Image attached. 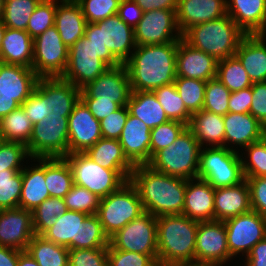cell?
<instances>
[{"mask_svg": "<svg viewBox=\"0 0 266 266\" xmlns=\"http://www.w3.org/2000/svg\"><path fill=\"white\" fill-rule=\"evenodd\" d=\"M129 181L139 194L144 212L155 217L182 214L187 179L161 173L148 164H139L134 166Z\"/></svg>", "mask_w": 266, "mask_h": 266, "instance_id": "6da1fadb", "label": "cell"}, {"mask_svg": "<svg viewBox=\"0 0 266 266\" xmlns=\"http://www.w3.org/2000/svg\"><path fill=\"white\" fill-rule=\"evenodd\" d=\"M179 41L160 45L136 46L124 63L132 91H153L174 83Z\"/></svg>", "mask_w": 266, "mask_h": 266, "instance_id": "7a4b0ae2", "label": "cell"}, {"mask_svg": "<svg viewBox=\"0 0 266 266\" xmlns=\"http://www.w3.org/2000/svg\"><path fill=\"white\" fill-rule=\"evenodd\" d=\"M198 224L182 214L157 217L158 265L195 264Z\"/></svg>", "mask_w": 266, "mask_h": 266, "instance_id": "3957f363", "label": "cell"}, {"mask_svg": "<svg viewBox=\"0 0 266 266\" xmlns=\"http://www.w3.org/2000/svg\"><path fill=\"white\" fill-rule=\"evenodd\" d=\"M245 32L229 15L194 25L182 38L192 47L213 56L217 61L235 56Z\"/></svg>", "mask_w": 266, "mask_h": 266, "instance_id": "277c9868", "label": "cell"}, {"mask_svg": "<svg viewBox=\"0 0 266 266\" xmlns=\"http://www.w3.org/2000/svg\"><path fill=\"white\" fill-rule=\"evenodd\" d=\"M120 64L105 45L83 36L69 47L67 67L61 78L82 89L109 67Z\"/></svg>", "mask_w": 266, "mask_h": 266, "instance_id": "5b68a950", "label": "cell"}, {"mask_svg": "<svg viewBox=\"0 0 266 266\" xmlns=\"http://www.w3.org/2000/svg\"><path fill=\"white\" fill-rule=\"evenodd\" d=\"M201 146L186 127L167 148L156 152L147 163L161 173L184 179L198 178Z\"/></svg>", "mask_w": 266, "mask_h": 266, "instance_id": "8992f818", "label": "cell"}, {"mask_svg": "<svg viewBox=\"0 0 266 266\" xmlns=\"http://www.w3.org/2000/svg\"><path fill=\"white\" fill-rule=\"evenodd\" d=\"M63 158L70 166L74 184L88 189L100 199L107 197L125 184L133 171L103 168L85 153H72Z\"/></svg>", "mask_w": 266, "mask_h": 266, "instance_id": "52a82bcc", "label": "cell"}, {"mask_svg": "<svg viewBox=\"0 0 266 266\" xmlns=\"http://www.w3.org/2000/svg\"><path fill=\"white\" fill-rule=\"evenodd\" d=\"M198 178L215 189L240 184L245 180L240 154L226 147H202Z\"/></svg>", "mask_w": 266, "mask_h": 266, "instance_id": "ba28073f", "label": "cell"}, {"mask_svg": "<svg viewBox=\"0 0 266 266\" xmlns=\"http://www.w3.org/2000/svg\"><path fill=\"white\" fill-rule=\"evenodd\" d=\"M143 213L139 194L129 180L107 197L101 198L97 211L102 228L109 238Z\"/></svg>", "mask_w": 266, "mask_h": 266, "instance_id": "9c48e42d", "label": "cell"}, {"mask_svg": "<svg viewBox=\"0 0 266 266\" xmlns=\"http://www.w3.org/2000/svg\"><path fill=\"white\" fill-rule=\"evenodd\" d=\"M68 117L50 113L33 126L26 145L31 158H55L68 155Z\"/></svg>", "mask_w": 266, "mask_h": 266, "instance_id": "30bf717a", "label": "cell"}, {"mask_svg": "<svg viewBox=\"0 0 266 266\" xmlns=\"http://www.w3.org/2000/svg\"><path fill=\"white\" fill-rule=\"evenodd\" d=\"M84 36L90 42L102 43L124 64L136 48L134 28L123 23L115 14L95 23H87Z\"/></svg>", "mask_w": 266, "mask_h": 266, "instance_id": "8fae6325", "label": "cell"}, {"mask_svg": "<svg viewBox=\"0 0 266 266\" xmlns=\"http://www.w3.org/2000/svg\"><path fill=\"white\" fill-rule=\"evenodd\" d=\"M32 69L39 78L62 77L68 63L69 48L55 26L33 39Z\"/></svg>", "mask_w": 266, "mask_h": 266, "instance_id": "7c38bea8", "label": "cell"}, {"mask_svg": "<svg viewBox=\"0 0 266 266\" xmlns=\"http://www.w3.org/2000/svg\"><path fill=\"white\" fill-rule=\"evenodd\" d=\"M230 255L239 261L244 259L259 241L266 237V220L255 211L224 221ZM242 257H239L241 256Z\"/></svg>", "mask_w": 266, "mask_h": 266, "instance_id": "4fadbf2b", "label": "cell"}, {"mask_svg": "<svg viewBox=\"0 0 266 266\" xmlns=\"http://www.w3.org/2000/svg\"><path fill=\"white\" fill-rule=\"evenodd\" d=\"M118 250L157 255V217L144 212L109 238Z\"/></svg>", "mask_w": 266, "mask_h": 266, "instance_id": "5bb4252c", "label": "cell"}, {"mask_svg": "<svg viewBox=\"0 0 266 266\" xmlns=\"http://www.w3.org/2000/svg\"><path fill=\"white\" fill-rule=\"evenodd\" d=\"M235 260L229 253L225 224L222 221L199 222L195 243V264L228 266Z\"/></svg>", "mask_w": 266, "mask_h": 266, "instance_id": "9a60e30c", "label": "cell"}, {"mask_svg": "<svg viewBox=\"0 0 266 266\" xmlns=\"http://www.w3.org/2000/svg\"><path fill=\"white\" fill-rule=\"evenodd\" d=\"M137 46L160 45L180 41L182 34L176 20V10L158 9L143 13L134 28Z\"/></svg>", "mask_w": 266, "mask_h": 266, "instance_id": "2e32d148", "label": "cell"}, {"mask_svg": "<svg viewBox=\"0 0 266 266\" xmlns=\"http://www.w3.org/2000/svg\"><path fill=\"white\" fill-rule=\"evenodd\" d=\"M130 78L124 64L109 67L81 89L80 97H96L127 106L131 95Z\"/></svg>", "mask_w": 266, "mask_h": 266, "instance_id": "e0dca14e", "label": "cell"}, {"mask_svg": "<svg viewBox=\"0 0 266 266\" xmlns=\"http://www.w3.org/2000/svg\"><path fill=\"white\" fill-rule=\"evenodd\" d=\"M68 154L85 153L101 138L100 121L79 100L68 117Z\"/></svg>", "mask_w": 266, "mask_h": 266, "instance_id": "ac0fdd59", "label": "cell"}, {"mask_svg": "<svg viewBox=\"0 0 266 266\" xmlns=\"http://www.w3.org/2000/svg\"><path fill=\"white\" fill-rule=\"evenodd\" d=\"M34 235L32 211L20 207L0 210V246L26 251Z\"/></svg>", "mask_w": 266, "mask_h": 266, "instance_id": "d6986e66", "label": "cell"}, {"mask_svg": "<svg viewBox=\"0 0 266 266\" xmlns=\"http://www.w3.org/2000/svg\"><path fill=\"white\" fill-rule=\"evenodd\" d=\"M225 147L240 152L266 136V127L250 113L228 112L223 116Z\"/></svg>", "mask_w": 266, "mask_h": 266, "instance_id": "ffe728a7", "label": "cell"}, {"mask_svg": "<svg viewBox=\"0 0 266 266\" xmlns=\"http://www.w3.org/2000/svg\"><path fill=\"white\" fill-rule=\"evenodd\" d=\"M218 61L209 54L189 45L183 38L178 42L176 57L177 77L208 81L217 76Z\"/></svg>", "mask_w": 266, "mask_h": 266, "instance_id": "44dd1931", "label": "cell"}, {"mask_svg": "<svg viewBox=\"0 0 266 266\" xmlns=\"http://www.w3.org/2000/svg\"><path fill=\"white\" fill-rule=\"evenodd\" d=\"M227 15L226 0H178L176 20L183 35L189 28Z\"/></svg>", "mask_w": 266, "mask_h": 266, "instance_id": "7402d4cb", "label": "cell"}, {"mask_svg": "<svg viewBox=\"0 0 266 266\" xmlns=\"http://www.w3.org/2000/svg\"><path fill=\"white\" fill-rule=\"evenodd\" d=\"M118 140L124 155L134 166L150 161L151 130L139 118L128 114Z\"/></svg>", "mask_w": 266, "mask_h": 266, "instance_id": "603a6c76", "label": "cell"}, {"mask_svg": "<svg viewBox=\"0 0 266 266\" xmlns=\"http://www.w3.org/2000/svg\"><path fill=\"white\" fill-rule=\"evenodd\" d=\"M215 188L207 181L187 180L182 215L198 222L214 221Z\"/></svg>", "mask_w": 266, "mask_h": 266, "instance_id": "cb8c5ba5", "label": "cell"}, {"mask_svg": "<svg viewBox=\"0 0 266 266\" xmlns=\"http://www.w3.org/2000/svg\"><path fill=\"white\" fill-rule=\"evenodd\" d=\"M251 210L250 189L246 179L235 186L215 189L214 221L224 222Z\"/></svg>", "mask_w": 266, "mask_h": 266, "instance_id": "d4e9b609", "label": "cell"}, {"mask_svg": "<svg viewBox=\"0 0 266 266\" xmlns=\"http://www.w3.org/2000/svg\"><path fill=\"white\" fill-rule=\"evenodd\" d=\"M30 161L35 163L32 164ZM49 197L50 194L45 183V158H31L22 169V191L19 207L33 211Z\"/></svg>", "mask_w": 266, "mask_h": 266, "instance_id": "484cf974", "label": "cell"}, {"mask_svg": "<svg viewBox=\"0 0 266 266\" xmlns=\"http://www.w3.org/2000/svg\"><path fill=\"white\" fill-rule=\"evenodd\" d=\"M36 87L49 100L50 111L69 117L80 100L81 89L61 77L39 78Z\"/></svg>", "mask_w": 266, "mask_h": 266, "instance_id": "4316f807", "label": "cell"}, {"mask_svg": "<svg viewBox=\"0 0 266 266\" xmlns=\"http://www.w3.org/2000/svg\"><path fill=\"white\" fill-rule=\"evenodd\" d=\"M39 77L32 68L0 62V89L20 105L33 93Z\"/></svg>", "mask_w": 266, "mask_h": 266, "instance_id": "83f0119b", "label": "cell"}, {"mask_svg": "<svg viewBox=\"0 0 266 266\" xmlns=\"http://www.w3.org/2000/svg\"><path fill=\"white\" fill-rule=\"evenodd\" d=\"M86 24L81 6L75 0H61L57 4L54 26L68 48L84 36Z\"/></svg>", "mask_w": 266, "mask_h": 266, "instance_id": "f1b7e54d", "label": "cell"}, {"mask_svg": "<svg viewBox=\"0 0 266 266\" xmlns=\"http://www.w3.org/2000/svg\"><path fill=\"white\" fill-rule=\"evenodd\" d=\"M227 15L246 35L258 34L266 27V0H226Z\"/></svg>", "mask_w": 266, "mask_h": 266, "instance_id": "f546056e", "label": "cell"}, {"mask_svg": "<svg viewBox=\"0 0 266 266\" xmlns=\"http://www.w3.org/2000/svg\"><path fill=\"white\" fill-rule=\"evenodd\" d=\"M235 56L242 63L252 83L266 81V44L257 35H246Z\"/></svg>", "mask_w": 266, "mask_h": 266, "instance_id": "4dcf8cb0", "label": "cell"}, {"mask_svg": "<svg viewBox=\"0 0 266 266\" xmlns=\"http://www.w3.org/2000/svg\"><path fill=\"white\" fill-rule=\"evenodd\" d=\"M201 147H225L223 116L206 110L191 115L187 126Z\"/></svg>", "mask_w": 266, "mask_h": 266, "instance_id": "1f68e13d", "label": "cell"}, {"mask_svg": "<svg viewBox=\"0 0 266 266\" xmlns=\"http://www.w3.org/2000/svg\"><path fill=\"white\" fill-rule=\"evenodd\" d=\"M33 38L27 31L6 28L0 48V62L32 68Z\"/></svg>", "mask_w": 266, "mask_h": 266, "instance_id": "d6a6232c", "label": "cell"}, {"mask_svg": "<svg viewBox=\"0 0 266 266\" xmlns=\"http://www.w3.org/2000/svg\"><path fill=\"white\" fill-rule=\"evenodd\" d=\"M88 215L82 212L67 210L57 217L51 228L41 236L68 249H79L80 224Z\"/></svg>", "mask_w": 266, "mask_h": 266, "instance_id": "836d02e7", "label": "cell"}, {"mask_svg": "<svg viewBox=\"0 0 266 266\" xmlns=\"http://www.w3.org/2000/svg\"><path fill=\"white\" fill-rule=\"evenodd\" d=\"M127 107L150 130L169 121L153 91H132Z\"/></svg>", "mask_w": 266, "mask_h": 266, "instance_id": "e575fe53", "label": "cell"}, {"mask_svg": "<svg viewBox=\"0 0 266 266\" xmlns=\"http://www.w3.org/2000/svg\"><path fill=\"white\" fill-rule=\"evenodd\" d=\"M85 154L98 165L111 170H134L117 139L101 138Z\"/></svg>", "mask_w": 266, "mask_h": 266, "instance_id": "d590c367", "label": "cell"}, {"mask_svg": "<svg viewBox=\"0 0 266 266\" xmlns=\"http://www.w3.org/2000/svg\"><path fill=\"white\" fill-rule=\"evenodd\" d=\"M45 183L50 197L64 198L74 185L70 166L63 157L45 158Z\"/></svg>", "mask_w": 266, "mask_h": 266, "instance_id": "8d00e7d4", "label": "cell"}, {"mask_svg": "<svg viewBox=\"0 0 266 266\" xmlns=\"http://www.w3.org/2000/svg\"><path fill=\"white\" fill-rule=\"evenodd\" d=\"M26 251L40 266H69V249L41 235H34Z\"/></svg>", "mask_w": 266, "mask_h": 266, "instance_id": "74e56055", "label": "cell"}, {"mask_svg": "<svg viewBox=\"0 0 266 266\" xmlns=\"http://www.w3.org/2000/svg\"><path fill=\"white\" fill-rule=\"evenodd\" d=\"M33 126V123L20 106L0 119V139L27 145Z\"/></svg>", "mask_w": 266, "mask_h": 266, "instance_id": "f35d334b", "label": "cell"}, {"mask_svg": "<svg viewBox=\"0 0 266 266\" xmlns=\"http://www.w3.org/2000/svg\"><path fill=\"white\" fill-rule=\"evenodd\" d=\"M216 78L230 91L236 92L252 86L248 73L236 56L219 60Z\"/></svg>", "mask_w": 266, "mask_h": 266, "instance_id": "ab89813d", "label": "cell"}, {"mask_svg": "<svg viewBox=\"0 0 266 266\" xmlns=\"http://www.w3.org/2000/svg\"><path fill=\"white\" fill-rule=\"evenodd\" d=\"M153 92L169 120L188 126L192 114L186 109L174 83L156 88Z\"/></svg>", "mask_w": 266, "mask_h": 266, "instance_id": "60d3db41", "label": "cell"}, {"mask_svg": "<svg viewBox=\"0 0 266 266\" xmlns=\"http://www.w3.org/2000/svg\"><path fill=\"white\" fill-rule=\"evenodd\" d=\"M42 0H8L1 20L6 28L26 31L31 15Z\"/></svg>", "mask_w": 266, "mask_h": 266, "instance_id": "b9f144b4", "label": "cell"}, {"mask_svg": "<svg viewBox=\"0 0 266 266\" xmlns=\"http://www.w3.org/2000/svg\"><path fill=\"white\" fill-rule=\"evenodd\" d=\"M67 211L63 198L49 197L32 211L33 230L36 235H42L52 227L57 217Z\"/></svg>", "mask_w": 266, "mask_h": 266, "instance_id": "7bdbcfd3", "label": "cell"}, {"mask_svg": "<svg viewBox=\"0 0 266 266\" xmlns=\"http://www.w3.org/2000/svg\"><path fill=\"white\" fill-rule=\"evenodd\" d=\"M240 151L245 178L266 177V136Z\"/></svg>", "mask_w": 266, "mask_h": 266, "instance_id": "ee69618b", "label": "cell"}, {"mask_svg": "<svg viewBox=\"0 0 266 266\" xmlns=\"http://www.w3.org/2000/svg\"><path fill=\"white\" fill-rule=\"evenodd\" d=\"M206 81L176 77L174 84L186 109L191 113L201 111L204 105Z\"/></svg>", "mask_w": 266, "mask_h": 266, "instance_id": "f6af8a7d", "label": "cell"}, {"mask_svg": "<svg viewBox=\"0 0 266 266\" xmlns=\"http://www.w3.org/2000/svg\"><path fill=\"white\" fill-rule=\"evenodd\" d=\"M22 170L0 172V210L19 207Z\"/></svg>", "mask_w": 266, "mask_h": 266, "instance_id": "bcb514c9", "label": "cell"}, {"mask_svg": "<svg viewBox=\"0 0 266 266\" xmlns=\"http://www.w3.org/2000/svg\"><path fill=\"white\" fill-rule=\"evenodd\" d=\"M109 237L105 234L97 214L88 215L80 224L79 249L108 248Z\"/></svg>", "mask_w": 266, "mask_h": 266, "instance_id": "7dc6e473", "label": "cell"}, {"mask_svg": "<svg viewBox=\"0 0 266 266\" xmlns=\"http://www.w3.org/2000/svg\"><path fill=\"white\" fill-rule=\"evenodd\" d=\"M61 0H42L31 15L26 31L34 39L54 26L57 4Z\"/></svg>", "mask_w": 266, "mask_h": 266, "instance_id": "c3c4849f", "label": "cell"}, {"mask_svg": "<svg viewBox=\"0 0 266 266\" xmlns=\"http://www.w3.org/2000/svg\"><path fill=\"white\" fill-rule=\"evenodd\" d=\"M230 95L231 92L217 78L208 80L202 109L224 116L229 112Z\"/></svg>", "mask_w": 266, "mask_h": 266, "instance_id": "681fc988", "label": "cell"}, {"mask_svg": "<svg viewBox=\"0 0 266 266\" xmlns=\"http://www.w3.org/2000/svg\"><path fill=\"white\" fill-rule=\"evenodd\" d=\"M63 199L67 210L93 215L97 214L99 209L100 198L88 189L75 184Z\"/></svg>", "mask_w": 266, "mask_h": 266, "instance_id": "f907efd6", "label": "cell"}, {"mask_svg": "<svg viewBox=\"0 0 266 266\" xmlns=\"http://www.w3.org/2000/svg\"><path fill=\"white\" fill-rule=\"evenodd\" d=\"M30 159L25 144L0 139V172H4V170H22L25 163Z\"/></svg>", "mask_w": 266, "mask_h": 266, "instance_id": "816d5d0a", "label": "cell"}, {"mask_svg": "<svg viewBox=\"0 0 266 266\" xmlns=\"http://www.w3.org/2000/svg\"><path fill=\"white\" fill-rule=\"evenodd\" d=\"M186 127L182 122L169 120L151 129L150 159L156 152L172 144Z\"/></svg>", "mask_w": 266, "mask_h": 266, "instance_id": "f5cc1de1", "label": "cell"}, {"mask_svg": "<svg viewBox=\"0 0 266 266\" xmlns=\"http://www.w3.org/2000/svg\"><path fill=\"white\" fill-rule=\"evenodd\" d=\"M87 23H95L117 14L121 0H75Z\"/></svg>", "mask_w": 266, "mask_h": 266, "instance_id": "db71d44e", "label": "cell"}, {"mask_svg": "<svg viewBox=\"0 0 266 266\" xmlns=\"http://www.w3.org/2000/svg\"><path fill=\"white\" fill-rule=\"evenodd\" d=\"M109 266H158V256L107 248Z\"/></svg>", "mask_w": 266, "mask_h": 266, "instance_id": "11a10c76", "label": "cell"}, {"mask_svg": "<svg viewBox=\"0 0 266 266\" xmlns=\"http://www.w3.org/2000/svg\"><path fill=\"white\" fill-rule=\"evenodd\" d=\"M69 266H109L107 248L69 249Z\"/></svg>", "mask_w": 266, "mask_h": 266, "instance_id": "9f6ffc18", "label": "cell"}, {"mask_svg": "<svg viewBox=\"0 0 266 266\" xmlns=\"http://www.w3.org/2000/svg\"><path fill=\"white\" fill-rule=\"evenodd\" d=\"M21 107L33 125L52 113V111H50L49 100H47L46 96L37 87L21 104Z\"/></svg>", "mask_w": 266, "mask_h": 266, "instance_id": "6f0895ef", "label": "cell"}, {"mask_svg": "<svg viewBox=\"0 0 266 266\" xmlns=\"http://www.w3.org/2000/svg\"><path fill=\"white\" fill-rule=\"evenodd\" d=\"M129 114L127 106H121L100 121L102 138L119 139Z\"/></svg>", "mask_w": 266, "mask_h": 266, "instance_id": "680465c9", "label": "cell"}, {"mask_svg": "<svg viewBox=\"0 0 266 266\" xmlns=\"http://www.w3.org/2000/svg\"><path fill=\"white\" fill-rule=\"evenodd\" d=\"M250 189L252 211L266 220V177L245 178Z\"/></svg>", "mask_w": 266, "mask_h": 266, "instance_id": "91938a15", "label": "cell"}, {"mask_svg": "<svg viewBox=\"0 0 266 266\" xmlns=\"http://www.w3.org/2000/svg\"><path fill=\"white\" fill-rule=\"evenodd\" d=\"M251 89L252 104L249 113L266 127V81L254 82Z\"/></svg>", "mask_w": 266, "mask_h": 266, "instance_id": "94428289", "label": "cell"}, {"mask_svg": "<svg viewBox=\"0 0 266 266\" xmlns=\"http://www.w3.org/2000/svg\"><path fill=\"white\" fill-rule=\"evenodd\" d=\"M80 100L99 121L106 118L121 106L111 100L96 99V97H80Z\"/></svg>", "mask_w": 266, "mask_h": 266, "instance_id": "6125c7cd", "label": "cell"}, {"mask_svg": "<svg viewBox=\"0 0 266 266\" xmlns=\"http://www.w3.org/2000/svg\"><path fill=\"white\" fill-rule=\"evenodd\" d=\"M144 11L134 0H121L117 15L123 23L135 28L142 19Z\"/></svg>", "mask_w": 266, "mask_h": 266, "instance_id": "be15d7a7", "label": "cell"}, {"mask_svg": "<svg viewBox=\"0 0 266 266\" xmlns=\"http://www.w3.org/2000/svg\"><path fill=\"white\" fill-rule=\"evenodd\" d=\"M252 104L251 87L240 91L231 92L229 98V112L233 113H249Z\"/></svg>", "mask_w": 266, "mask_h": 266, "instance_id": "e7e4bbea", "label": "cell"}, {"mask_svg": "<svg viewBox=\"0 0 266 266\" xmlns=\"http://www.w3.org/2000/svg\"><path fill=\"white\" fill-rule=\"evenodd\" d=\"M240 263V266H266V237L252 247Z\"/></svg>", "mask_w": 266, "mask_h": 266, "instance_id": "03108f58", "label": "cell"}, {"mask_svg": "<svg viewBox=\"0 0 266 266\" xmlns=\"http://www.w3.org/2000/svg\"><path fill=\"white\" fill-rule=\"evenodd\" d=\"M137 5L144 11L166 9L177 10L178 0H134Z\"/></svg>", "mask_w": 266, "mask_h": 266, "instance_id": "003e7915", "label": "cell"}, {"mask_svg": "<svg viewBox=\"0 0 266 266\" xmlns=\"http://www.w3.org/2000/svg\"><path fill=\"white\" fill-rule=\"evenodd\" d=\"M21 105L14 100V96L0 89V119L10 112L18 109Z\"/></svg>", "mask_w": 266, "mask_h": 266, "instance_id": "a7ac6f4b", "label": "cell"}, {"mask_svg": "<svg viewBox=\"0 0 266 266\" xmlns=\"http://www.w3.org/2000/svg\"><path fill=\"white\" fill-rule=\"evenodd\" d=\"M21 252L14 248L0 246V266H17Z\"/></svg>", "mask_w": 266, "mask_h": 266, "instance_id": "89a4df30", "label": "cell"}, {"mask_svg": "<svg viewBox=\"0 0 266 266\" xmlns=\"http://www.w3.org/2000/svg\"><path fill=\"white\" fill-rule=\"evenodd\" d=\"M17 266H40L27 251L19 254Z\"/></svg>", "mask_w": 266, "mask_h": 266, "instance_id": "2644e50d", "label": "cell"}, {"mask_svg": "<svg viewBox=\"0 0 266 266\" xmlns=\"http://www.w3.org/2000/svg\"><path fill=\"white\" fill-rule=\"evenodd\" d=\"M5 30H6V26L3 23V21L0 19V48H1L2 40L4 38Z\"/></svg>", "mask_w": 266, "mask_h": 266, "instance_id": "8c879c8a", "label": "cell"}, {"mask_svg": "<svg viewBox=\"0 0 266 266\" xmlns=\"http://www.w3.org/2000/svg\"><path fill=\"white\" fill-rule=\"evenodd\" d=\"M266 44V27L257 34Z\"/></svg>", "mask_w": 266, "mask_h": 266, "instance_id": "753ad0ef", "label": "cell"}, {"mask_svg": "<svg viewBox=\"0 0 266 266\" xmlns=\"http://www.w3.org/2000/svg\"><path fill=\"white\" fill-rule=\"evenodd\" d=\"M3 10H4V1L0 0V19L2 18Z\"/></svg>", "mask_w": 266, "mask_h": 266, "instance_id": "34e18365", "label": "cell"}, {"mask_svg": "<svg viewBox=\"0 0 266 266\" xmlns=\"http://www.w3.org/2000/svg\"><path fill=\"white\" fill-rule=\"evenodd\" d=\"M179 266H206V265L188 264V265H179Z\"/></svg>", "mask_w": 266, "mask_h": 266, "instance_id": "11e5206c", "label": "cell"}]
</instances>
